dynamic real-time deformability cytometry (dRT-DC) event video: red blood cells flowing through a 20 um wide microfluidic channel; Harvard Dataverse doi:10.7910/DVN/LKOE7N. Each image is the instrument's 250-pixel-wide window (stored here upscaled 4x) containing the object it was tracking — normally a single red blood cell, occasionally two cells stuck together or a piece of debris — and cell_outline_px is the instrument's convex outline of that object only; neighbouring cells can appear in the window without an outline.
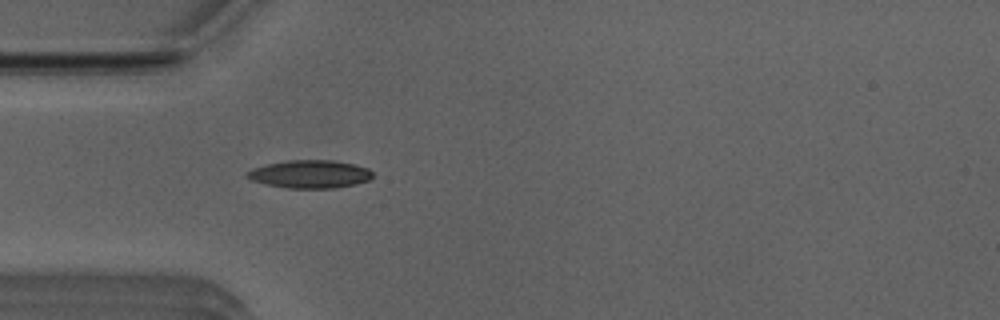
{"species": "Egyptian fruit bat (a non-hibernating species)", "species_latin": "Rousettus aegyptiacus", "temperature_condition": "room temperature", "stored_images_in_passage": 27, "camera_frame_rate_fps": 3000, "um_per_image_px": 0.085, "animal": {"sex": "male"}, "frame": {"image": 1, "passage_image": 6, "time_ms": 1.667, "image_size_px": [1000, 320], "cell_outline_px": [[372, 176], [368, 180], [356, 184], [336, 188], [288, 188], [264, 184], [252, 180], [244, 176], [244, 172], [252, 168], [268, 164], [288, 160], [332, 160], [356, 164], [368, 168], [372, 172]], "centroid_in_image_um": [26.32, 14.8], "position_along_channel_um": 58.7, "area_um2": 20.63}}
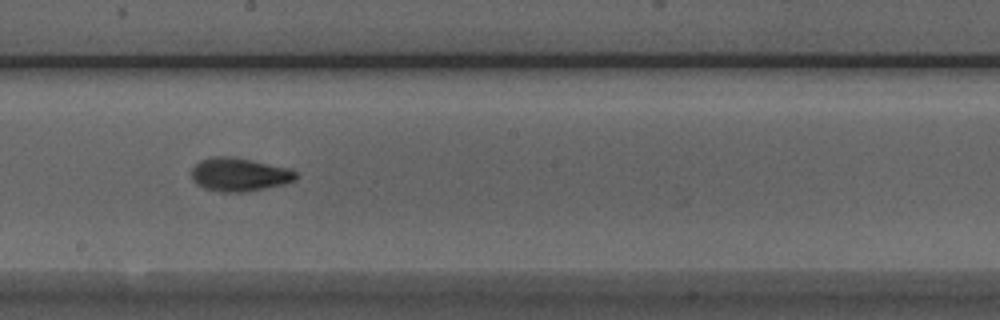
{"frame": {"image": 2, "passage_image": 19, "time_ms": 6.0, "image_size_px": [1000, 320], "cell_outline_px": [[296, 180], [284, 184], [244, 192], [220, 192], [204, 188], [196, 184], [192, 180], [192, 168], [200, 160], [212, 156], [232, 156], [288, 168], [296, 172]], "centroid_in_image_um": [20.3, 14.83], "position_along_channel_um": 227.9, "area_um2": 20.29}}
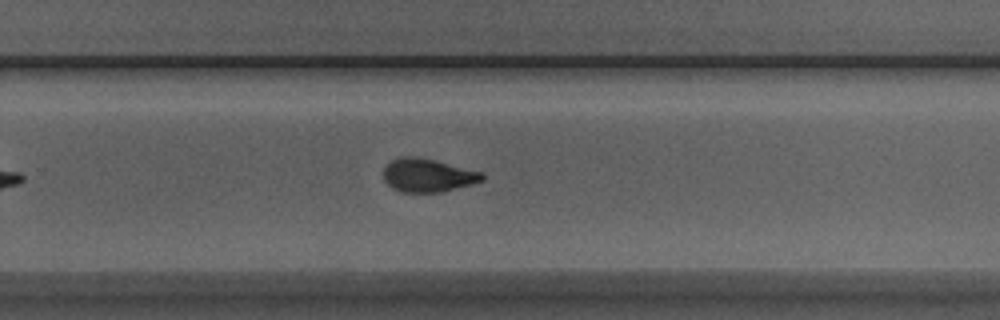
{"frame": {"image": 3, "passage_image": 24, "time_ms": 7.667, "image_size_px": [1000, 320], "cell_outline_px": [[484, 180], [472, 184], [440, 192], [404, 192], [392, 188], [384, 180], [384, 168], [392, 160], [400, 156], [416, 156], [436, 160], [484, 172]], "centroid_in_image_um": [36.38, 14.88], "position_along_channel_um": 293.4, "area_um2": 19.25}}